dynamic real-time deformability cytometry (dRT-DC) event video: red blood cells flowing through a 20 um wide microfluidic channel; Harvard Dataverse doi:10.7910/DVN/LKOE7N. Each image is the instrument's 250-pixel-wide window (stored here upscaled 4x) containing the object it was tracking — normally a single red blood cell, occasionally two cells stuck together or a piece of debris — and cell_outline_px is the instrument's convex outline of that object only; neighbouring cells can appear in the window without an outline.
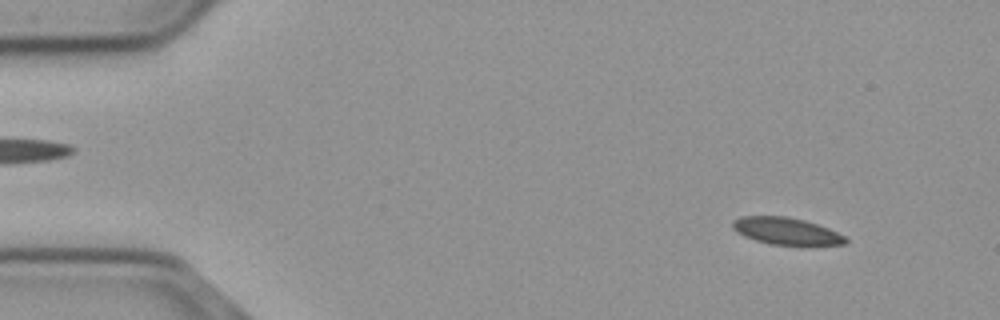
{"species": "common noctule bat (a hibernating species)", "species_latin": "Nyctalus noctula", "temperature_condition": "cold", "stored_images_in_passage": 55, "camera_frame_rate_fps": 3000, "um_per_image_px": 0.085, "animal": {"sex": "male", "body_mass_g": 23.1, "forearm_length_mm": 52.7}, "frame": {"image": 1, "passage_image": 5, "time_ms": 1.333, "image_size_px": [1000, 320], "cell_outline_px": [[848, 240], [844, 244], [768, 244], [744, 236], [736, 232], [732, 228], [732, 220], [740, 216], [788, 216], [804, 220], [828, 228], [844, 236]], "centroid_in_image_um": [66.75, 19.62], "position_along_channel_um": 18.2, "area_um2": 17.51}}
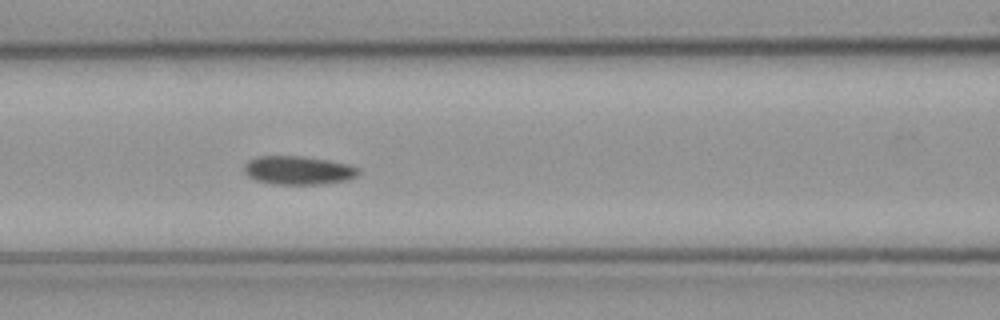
{"frame": {"image": 2, "passage_image": 23, "time_ms": 7.333, "image_size_px": [1000, 320], "cell_outline_px": [[360, 172], [356, 176], [348, 180], [324, 184], [272, 184], [256, 180], [248, 176], [244, 172], [244, 164], [248, 160], [256, 156], [300, 156], [328, 160], [348, 164], [360, 168]], "centroid_in_image_um": [25.35, 14.47], "position_along_channel_um": 141.3, "area_um2": 19.19}}
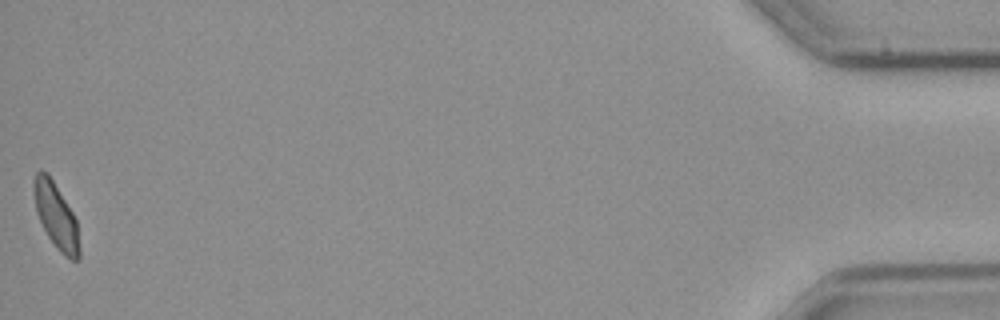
{"frame": {"image": 3, "passage_image": 55, "time_ms": 18.0, "image_size_px": [1000, 320], "cell_outline_px": [[80, 256], [76, 260], [72, 260], [64, 256], [60, 252], [48, 236], [36, 212], [32, 188], [32, 180], [36, 172], [40, 168], [48, 172], [72, 212], [76, 220], [80, 248]], "centroid_in_image_um": [4.73, 18.3], "position_along_channel_um": 430.5, "area_um2": 17.46}, "authors_computed_cell_mechanics": {"area_um2": 18.496, "velocity_mm_per_s": 3.6774, "shape_relaxation_time_tau1_ms": 4.0496, "shape_relaxation_time_tau2_ms": 7.2775, "deformation_change_tau1": 0.1019, "deformation_change_tau2": 0.1236}}